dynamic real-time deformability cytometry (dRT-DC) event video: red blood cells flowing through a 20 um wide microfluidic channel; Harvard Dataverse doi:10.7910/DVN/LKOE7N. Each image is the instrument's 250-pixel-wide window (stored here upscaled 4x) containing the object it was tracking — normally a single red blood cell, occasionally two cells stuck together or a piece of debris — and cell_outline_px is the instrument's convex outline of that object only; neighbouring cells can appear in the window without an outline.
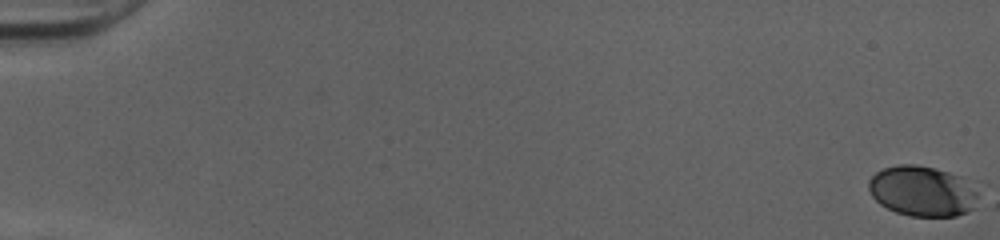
{"species": "human", "species_latin": "Homo sapiens", "temperature_condition": "cold", "stored_images_in_passage": 53, "camera_frame_rate_fps": 3000, "um_per_image_px": 0.085, "donor": {"sex": "female"}, "frame": {"image": 1, "passage_image": 1, "time_ms": 0.0, "image_size_px": [1000, 240], "cell_outline_px": [[980, 188], [976, 208], [968, 212], [956, 216], [908, 216], [896, 212], [880, 204], [872, 196], [868, 188], [868, 180], [876, 172], [884, 168], [896, 164], [916, 164], [936, 168], [960, 176]], "centroid_in_image_um": [78.45, 16.24], "position_along_channel_um": 6.5, "area_um2": 32.83}}
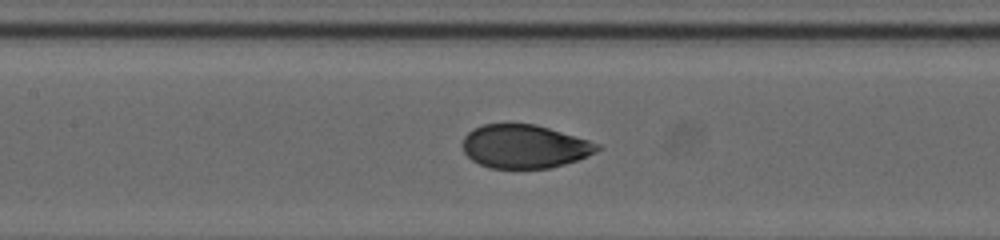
{"frame": {"image": 2, "passage_image": 27, "time_ms": 8.667, "image_size_px": [1000, 240], "cell_outline_px": [[604, 148], [596, 152], [576, 160], [564, 164], [548, 168], [488, 168], [472, 160], [464, 152], [464, 136], [472, 128], [484, 124], [536, 124], [588, 140], [600, 144]], "centroid_in_image_um": [44.59, 12.44], "position_along_channel_um": 162.8, "area_um2": 33.99}}
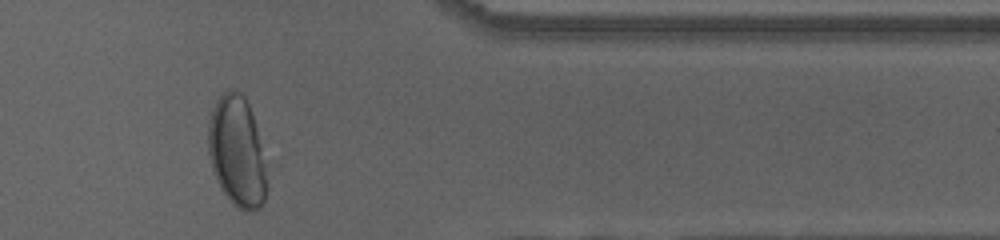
{"frame": {"image": 3, "passage_image": 45, "time_ms": 14.667, "image_size_px": [1000, 240], "cell_outline_px": [[264, 200], [260, 208], [252, 212], [244, 212], [236, 208], [232, 204], [220, 188], [216, 180], [212, 168], [208, 152], [208, 120], [212, 108], [216, 100], [228, 88], [240, 92], [244, 96], [248, 104], [256, 128], [260, 144], [264, 164]], "centroid_in_image_um": [20.09, 12.9], "position_along_channel_um": 391.3, "area_um2": 37.4}}